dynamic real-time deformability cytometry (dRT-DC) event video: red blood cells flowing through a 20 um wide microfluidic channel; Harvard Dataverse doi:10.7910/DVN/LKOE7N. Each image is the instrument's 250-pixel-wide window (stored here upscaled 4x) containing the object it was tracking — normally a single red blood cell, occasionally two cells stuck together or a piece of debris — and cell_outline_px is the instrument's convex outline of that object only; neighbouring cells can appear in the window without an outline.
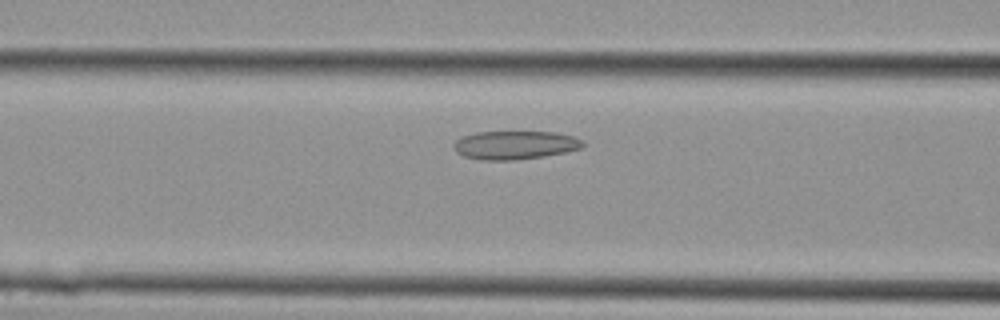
{"species": "Egyptian fruit bat (a non-hibernating species)", "species_latin": "Rousettus aegyptiacus", "temperature_condition": "cold", "stored_images_in_passage": 28, "camera_frame_rate_fps": 3000, "um_per_image_px": 0.085, "animal": {"sex": "female"}, "frame": {"image": 1, "passage_image": 10, "time_ms": 3.0, "image_size_px": [1000, 320], "cell_outline_px": [[584, 144], [580, 148], [564, 152], [544, 156], [512, 160], [480, 160], [464, 156], [456, 152], [452, 144], [460, 136], [476, 132], [556, 132], [572, 136], [584, 140]], "centroid_in_image_um": [43.73, 12.32], "position_along_channel_um": 122.9, "area_um2": 21.44}}
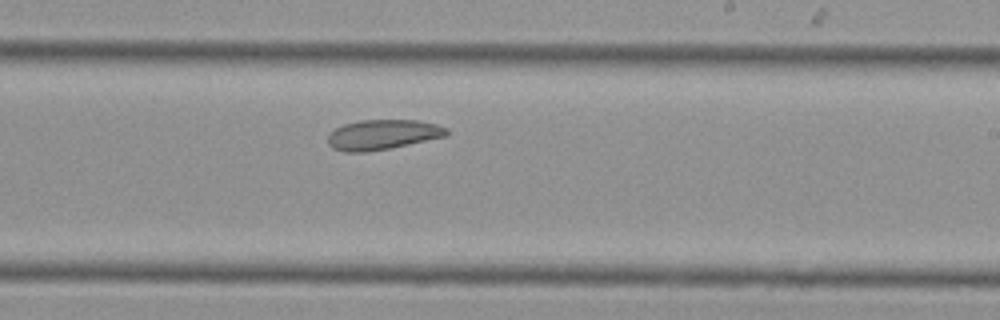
{"frame": {"image": 2, "passage_image": 16, "time_ms": 5.0, "image_size_px": [1000, 320], "cell_outline_px": [[448, 136], [388, 148], [364, 152], [344, 152], [332, 148], [328, 144], [328, 132], [344, 124], [360, 120], [420, 120], [436, 124], [448, 128]], "centroid_in_image_um": [32.51, 11.43], "position_along_channel_um": 256.5, "area_um2": 20.81}}
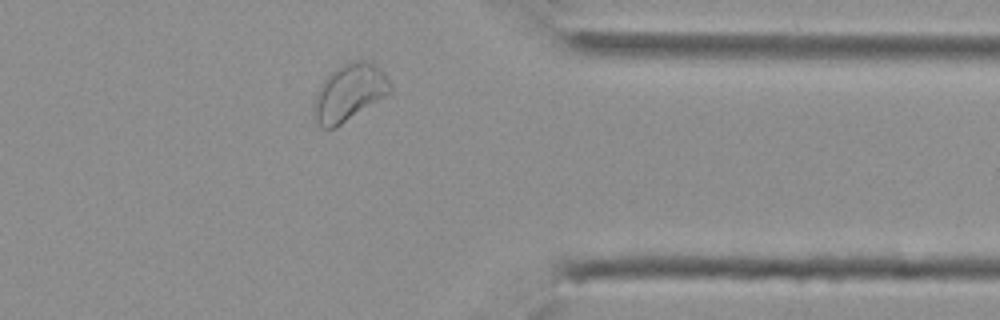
{"frame": {"image": 3, "passage_image": 22, "time_ms": 7.0, "image_size_px": [1000, 320], "cell_outline_px": [[392, 92], [336, 128], [320, 128], [312, 112], [312, 104], [316, 92], [324, 80], [336, 68], [348, 60], [364, 60], [380, 68], [384, 72], [392, 84]], "centroid_in_image_um": [29.68, 7.88], "position_along_channel_um": 381.7, "area_um2": 25.61}}